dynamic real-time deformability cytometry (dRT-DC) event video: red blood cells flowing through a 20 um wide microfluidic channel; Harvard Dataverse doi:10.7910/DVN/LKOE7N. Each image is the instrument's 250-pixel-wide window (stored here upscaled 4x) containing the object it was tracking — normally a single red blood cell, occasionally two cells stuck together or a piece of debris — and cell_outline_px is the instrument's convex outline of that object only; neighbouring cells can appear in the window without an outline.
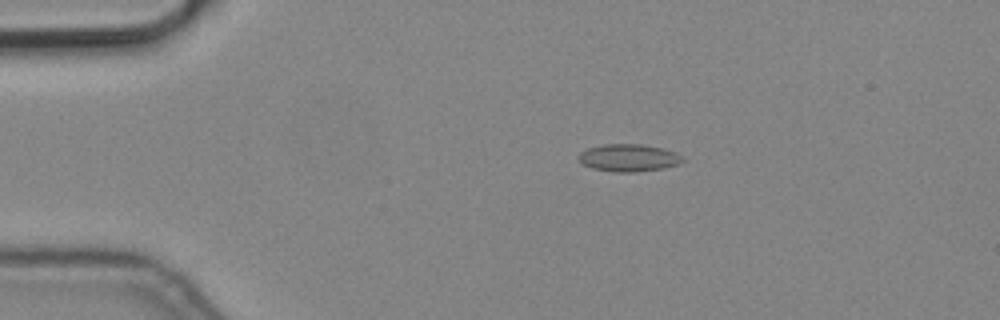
{"species": "common noctule bat (a hibernating species)", "species_latin": "Nyctalus noctula", "temperature_condition": "cold", "stored_images_in_passage": 4, "camera_frame_rate_fps": 3000, "um_per_image_px": 0.085, "animal": {"sex": "male", "body_mass_g": 19.2, "forearm_length_mm": 51.8}, "frame": {"image": 1, "passage_image": 3, "time_ms": 0.667, "image_size_px": [1000, 320], "cell_outline_px": [[684, 160], [680, 164], [664, 168], [636, 172], [612, 172], [592, 168], [584, 164], [576, 156], [580, 152], [588, 148], [604, 144], [640, 144], [660, 148], [676, 152]], "centroid_in_image_um": [53.42, 13.42], "position_along_channel_um": 31.6, "area_um2": 16.59}}